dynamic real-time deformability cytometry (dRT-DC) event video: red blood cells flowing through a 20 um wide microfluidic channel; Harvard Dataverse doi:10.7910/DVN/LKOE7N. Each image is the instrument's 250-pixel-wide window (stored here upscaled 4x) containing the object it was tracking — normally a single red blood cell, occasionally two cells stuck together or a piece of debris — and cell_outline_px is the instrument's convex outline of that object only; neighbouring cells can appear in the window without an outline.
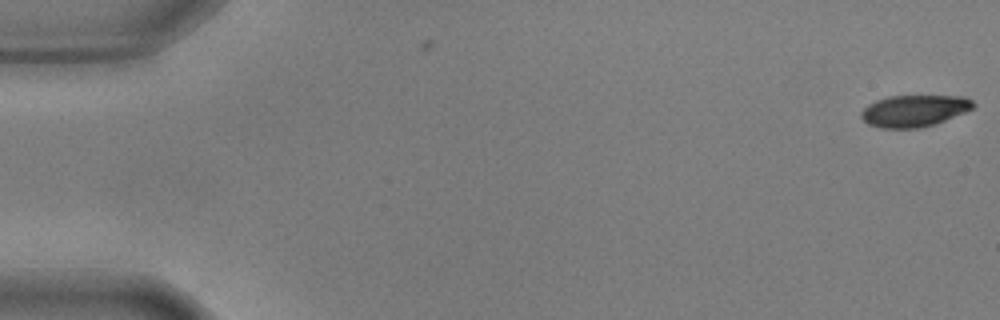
{"species": "common noctule bat (a hibernating species)", "species_latin": "Nyctalus noctula", "temperature_condition": "warm", "stored_images_in_passage": 2, "camera_frame_rate_fps": 3000, "um_per_image_px": 0.085, "animal": {"sex": "male", "body_mass_g": 17.9, "forearm_length_mm": 54.2}, "frame": {"image": 1, "passage_image": 2, "time_ms": 0.333, "image_size_px": [1000, 320], "cell_outline_px": [[976, 104], [972, 108], [964, 112], [944, 120], [920, 128], [880, 128], [868, 124], [860, 116], [860, 112], [868, 104], [876, 100], [888, 96], [964, 96], [972, 100]], "centroid_in_image_um": [77.67, 9.41], "position_along_channel_um": 7.3, "area_um2": 20.58}}